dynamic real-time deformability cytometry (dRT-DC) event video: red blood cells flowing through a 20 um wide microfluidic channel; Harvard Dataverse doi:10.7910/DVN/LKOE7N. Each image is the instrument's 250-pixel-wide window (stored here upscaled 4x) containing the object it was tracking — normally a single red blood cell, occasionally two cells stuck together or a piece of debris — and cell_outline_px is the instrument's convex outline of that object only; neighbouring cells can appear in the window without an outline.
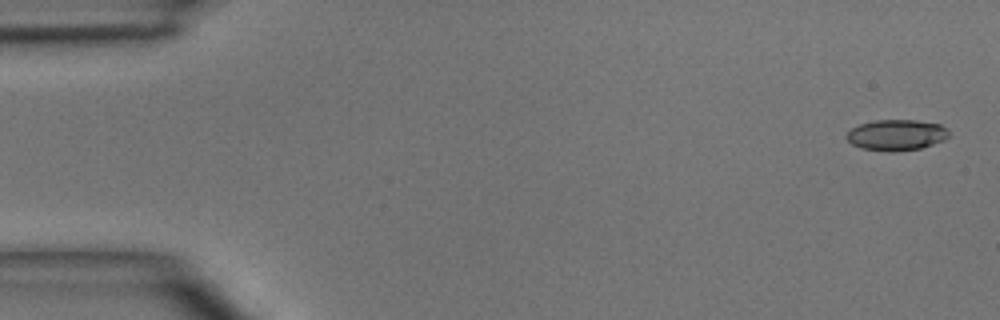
{"species": "common noctule bat (a hibernating species)", "species_latin": "Nyctalus noctula", "temperature_condition": "room temperature", "stored_images_in_passage": 5, "camera_frame_rate_fps": 3000, "um_per_image_px": 0.085, "animal": {"sex": "male", "body_mass_g": 15.6}, "frame": {"image": 1, "passage_image": 1, "time_ms": 0.0, "image_size_px": [1000, 320], "cell_outline_px": [[948, 136], [944, 140], [920, 148], [896, 152], [888, 152], [860, 148], [852, 144], [844, 136], [852, 128], [860, 124], [872, 120], [916, 120], [940, 124], [948, 132]], "centroid_in_image_um": [76.15, 11.48], "position_along_channel_um": 8.8, "area_um2": 18.44}}
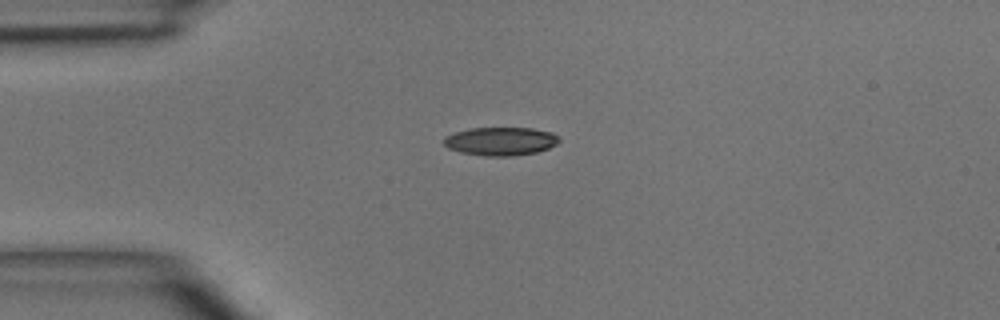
{"frame": {"image": 2, "passage_image": 4, "time_ms": 3.333, "image_size_px": [1000, 320], "cell_outline_px": [[560, 140], [556, 144], [548, 148], [536, 152], [512, 156], [484, 156], [460, 152], [448, 148], [444, 144], [444, 136], [468, 128], [532, 128], [552, 132]], "centroid_in_image_um": [42.53, 12.0], "position_along_channel_um": 42.5, "area_um2": 19.02}}
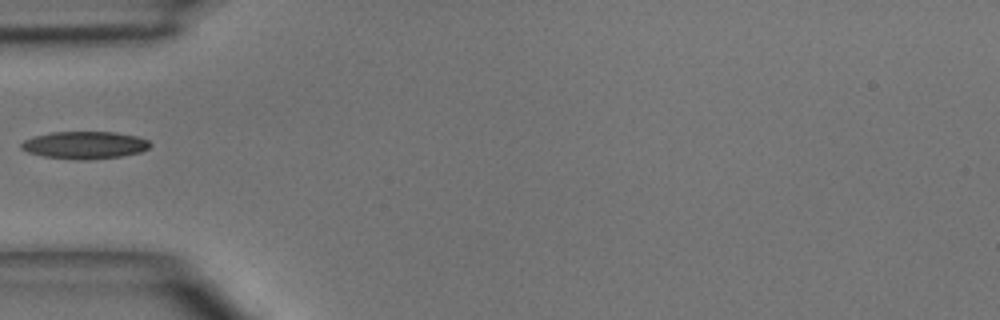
{"frame": {"image": 3, "passage_image": 5, "time_ms": 4.667, "image_size_px": [1000, 320], "cell_outline_px": [[152, 144], [148, 148], [140, 152], [120, 156], [88, 160], [76, 160], [44, 156], [28, 152], [20, 148], [20, 144], [24, 140], [32, 136], [52, 132], [116, 132], [136, 136], [148, 140]], "centroid_in_image_um": [7.18, 12.33], "position_along_channel_um": 77.8, "area_um2": 20.63}}